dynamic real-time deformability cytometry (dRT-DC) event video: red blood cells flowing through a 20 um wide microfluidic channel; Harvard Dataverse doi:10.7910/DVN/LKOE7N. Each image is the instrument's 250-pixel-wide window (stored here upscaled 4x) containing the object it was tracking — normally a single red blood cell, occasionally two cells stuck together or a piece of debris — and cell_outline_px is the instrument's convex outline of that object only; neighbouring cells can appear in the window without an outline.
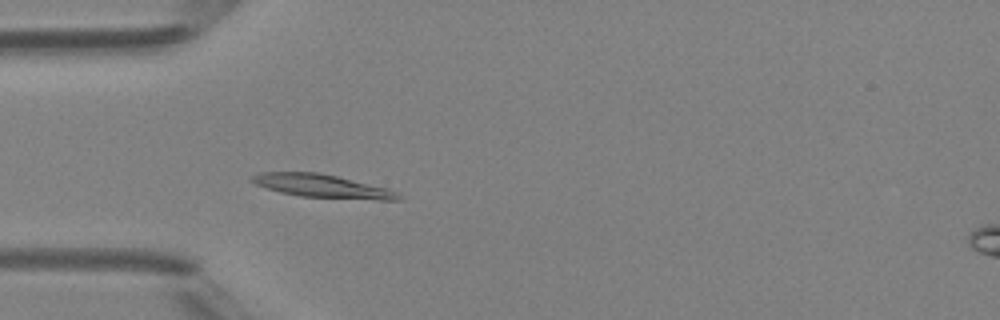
{"species": "Egyptian fruit bat (a non-hibernating species)", "species_latin": "Rousettus aegyptiacus", "temperature_condition": "room temperature", "stored_images_in_passage": 4, "segment_of_instrument_passage": [1, 2], "camera_frame_rate_fps": 3000, "um_per_image_px": 0.085, "animal": {"sex": "female"}, "frame": {"image": 1, "passage_image": 3, "time_ms": 2.333, "image_size_px": [1000, 320], "cell_outline_px": [[400, 200], [380, 200], [300, 196], [280, 192], [256, 184], [248, 180], [252, 176], [260, 172], [320, 172], [388, 188], [396, 192], [400, 196]], "centroid_in_image_um": [27.38, 15.81], "position_along_channel_um": 57.6, "area_um2": 19.71}}